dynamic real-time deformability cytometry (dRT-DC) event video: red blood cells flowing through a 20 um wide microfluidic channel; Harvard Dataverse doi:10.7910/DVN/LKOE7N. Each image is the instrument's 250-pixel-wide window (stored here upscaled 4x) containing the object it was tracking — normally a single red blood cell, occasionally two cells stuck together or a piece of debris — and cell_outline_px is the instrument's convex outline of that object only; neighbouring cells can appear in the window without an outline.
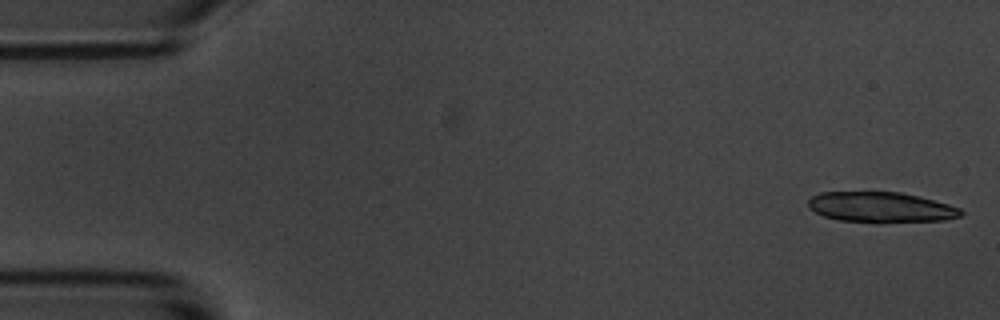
{"species": "common noctule bat (a hibernating species)", "species_latin": "Nyctalus noctula", "temperature_condition": "room temperature", "stored_images_in_passage": 5, "camera_frame_rate_fps": 3000, "um_per_image_px": 0.085, "animal": {"sex": "male", "body_mass_g": 20.1, "forearm_length_mm": 53.5}, "frame": {"image": 1, "passage_image": 1, "time_ms": 0.0, "image_size_px": [1000, 320], "cell_outline_px": [[964, 212], [960, 216], [944, 220], [880, 224], [876, 224], [836, 220], [824, 216], [808, 208], [808, 200], [812, 196], [820, 192], [900, 192], [920, 196], [948, 204], [960, 208]], "centroid_in_image_um": [74.87, 17.64], "position_along_channel_um": 10.1, "area_um2": 27.74}}